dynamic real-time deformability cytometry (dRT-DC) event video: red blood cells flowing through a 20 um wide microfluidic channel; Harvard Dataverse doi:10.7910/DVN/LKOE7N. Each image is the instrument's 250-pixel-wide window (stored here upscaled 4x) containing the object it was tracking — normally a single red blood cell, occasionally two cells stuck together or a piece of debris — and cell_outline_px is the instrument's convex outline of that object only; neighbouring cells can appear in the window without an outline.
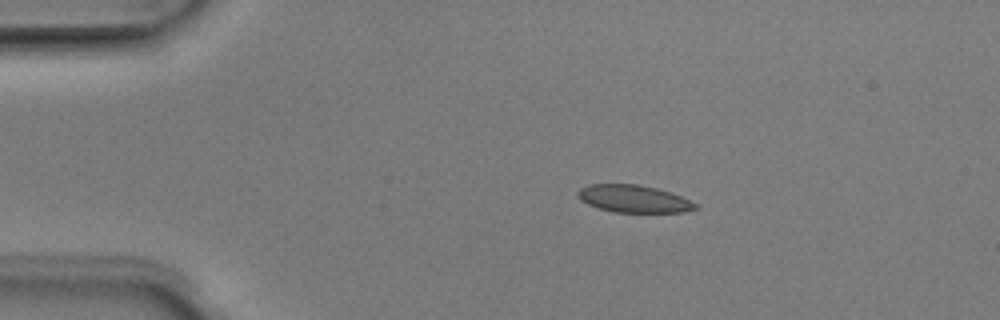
{"species": "Egyptian fruit bat (a non-hibernating species)", "species_latin": "Rousettus aegyptiacus", "temperature_condition": "room temperature", "stored_images_in_passage": 4, "camera_frame_rate_fps": 3000, "um_per_image_px": 0.085, "animal": {"sex": "male"}, "frame": {"image": 1, "passage_image": 1, "time_ms": 0.0, "image_size_px": [1000, 320], "cell_outline_px": [[696, 208], [684, 212], [612, 212], [588, 204], [580, 200], [576, 196], [576, 192], [580, 188], [588, 184], [640, 184], [656, 188], [680, 196], [696, 204]], "centroid_in_image_um": [53.79, 16.89], "position_along_channel_um": 31.2, "area_um2": 18.67}}
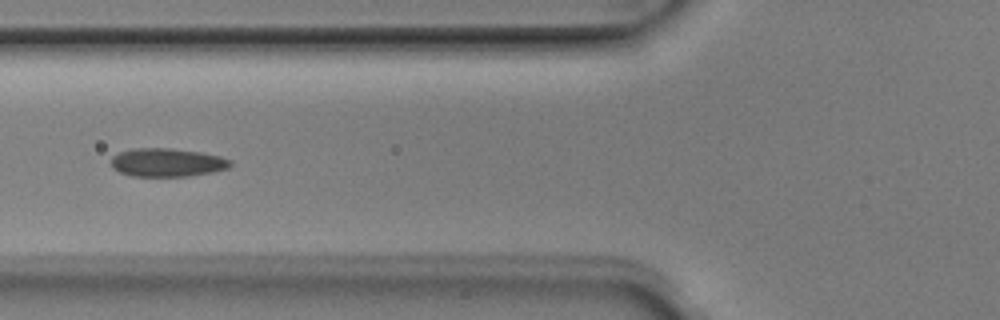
{"frame": {"image": 2, "passage_image": 4, "time_ms": 1.0, "image_size_px": [1000, 320], "cell_outline_px": [[232, 164], [228, 168], [212, 172], [188, 176], [132, 176], [120, 172], [112, 168], [112, 156], [120, 152], [132, 148], [172, 148], [200, 152], [220, 156], [232, 160]], "centroid_in_image_um": [14.21, 13.8], "position_along_channel_um": 111.6, "area_um2": 19.77}}